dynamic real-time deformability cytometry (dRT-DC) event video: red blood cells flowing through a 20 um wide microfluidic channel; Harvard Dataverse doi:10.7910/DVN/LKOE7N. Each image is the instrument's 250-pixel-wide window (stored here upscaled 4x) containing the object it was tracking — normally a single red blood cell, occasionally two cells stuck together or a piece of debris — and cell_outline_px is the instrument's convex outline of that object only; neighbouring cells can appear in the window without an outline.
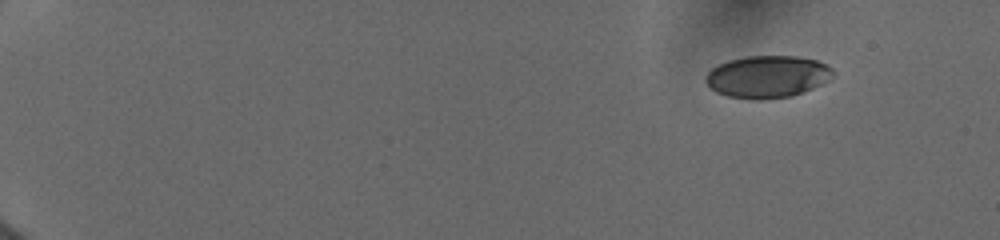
{"species": "human", "species_latin": "Homo sapiens", "temperature_condition": "cold", "stored_images_in_passage": 29, "camera_frame_rate_fps": 3000, "um_per_image_px": 0.085, "donor": {"sex": "female"}, "frame": {"image": 1, "passage_image": 1, "time_ms": 0.0, "image_size_px": [1000, 240], "cell_outline_px": [[836, 72], [832, 80], [792, 96], [728, 96], [716, 92], [704, 80], [704, 76], [712, 68], [728, 60], [748, 56], [796, 56], [816, 60], [828, 64]], "centroid_in_image_um": [65.3, 6.46], "position_along_channel_um": 19.7, "area_um2": 30.58}}
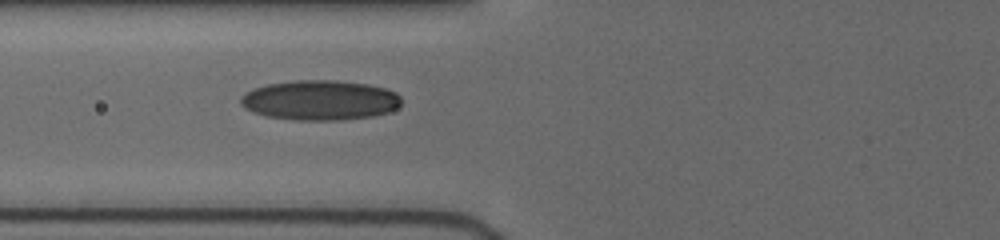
{"frame": {"image": 2, "passage_image": 22, "time_ms": 6.0, "image_size_px": [1000, 240], "cell_outline_px": [[400, 104], [396, 108], [388, 112], [372, 116], [340, 120], [296, 120], [264, 116], [252, 112], [244, 108], [240, 104], [240, 96], [252, 88], [268, 84], [296, 80], [336, 80], [368, 84], [384, 88], [396, 92], [400, 96]], "centroid_in_image_um": [27.15, 8.51], "position_along_channel_um": 98.6, "area_um2": 37.57}}
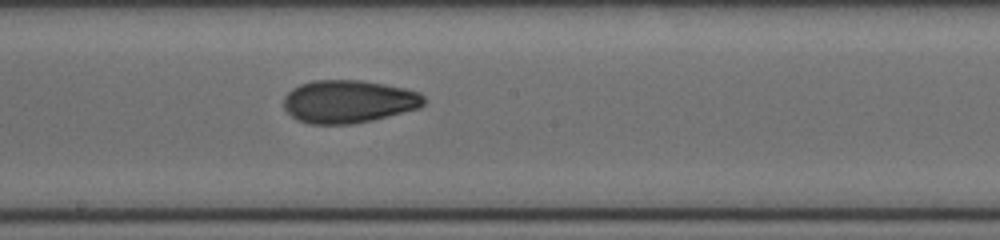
{"frame": {"image": 3, "passage_image": 29, "time_ms": 9.0, "image_size_px": [1000, 240], "cell_outline_px": [[424, 104], [420, 108], [372, 120], [352, 124], [312, 124], [296, 120], [284, 108], [284, 96], [292, 88], [300, 84], [312, 80], [360, 80], [384, 84], [404, 88], [420, 92], [424, 96]], "centroid_in_image_um": [29.62, 8.63], "position_along_channel_um": 218.6, "area_um2": 35.14}}